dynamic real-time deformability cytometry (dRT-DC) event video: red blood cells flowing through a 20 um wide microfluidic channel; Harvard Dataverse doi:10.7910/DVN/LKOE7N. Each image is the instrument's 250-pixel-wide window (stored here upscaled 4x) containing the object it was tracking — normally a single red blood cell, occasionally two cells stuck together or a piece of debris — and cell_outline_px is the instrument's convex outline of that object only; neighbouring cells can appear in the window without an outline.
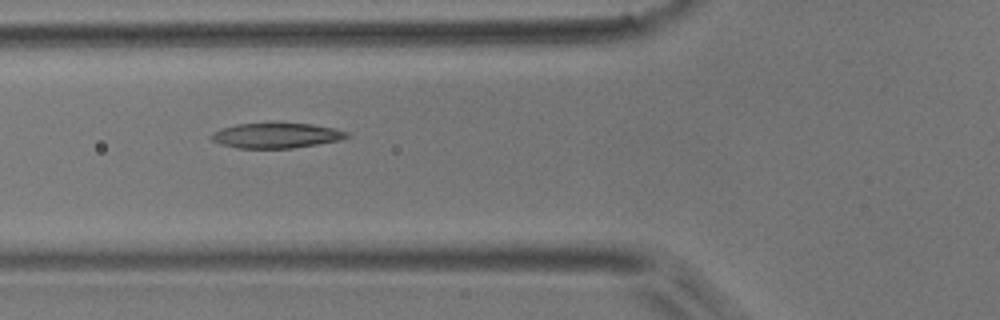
{"species": "common noctule bat (a hibernating species)", "species_latin": "Nyctalus noctula", "temperature_condition": "room temperature", "stored_images_in_passage": 8, "camera_frame_rate_fps": 3000, "um_per_image_px": 0.085, "animal": {"sex": "male", "body_mass_g": 17.9}, "frame": {"image": 1, "passage_image": 3, "time_ms": 2.333, "image_size_px": [1000, 320], "cell_outline_px": [[348, 136], [340, 140], [292, 148], [236, 148], [220, 144], [212, 140], [208, 136], [220, 128], [236, 124], [268, 120], [272, 120], [312, 124], [336, 128], [348, 132]], "centroid_in_image_um": [23.43, 11.46], "position_along_channel_um": 102.4, "area_um2": 20.81}}
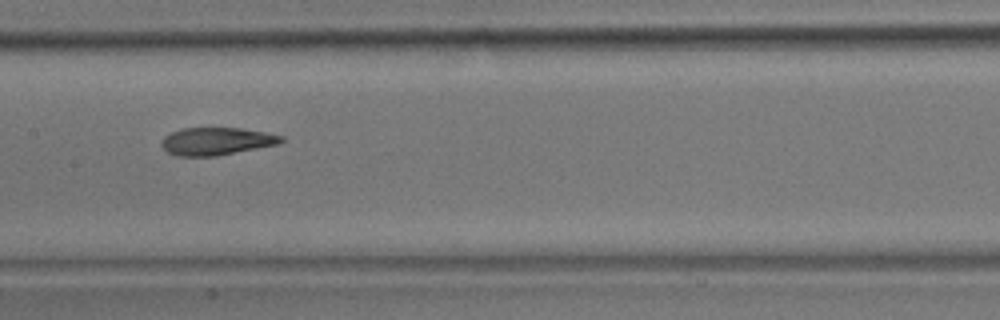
{"frame": {"image": 2, "passage_image": 5, "time_ms": 4.667, "image_size_px": [1000, 320], "cell_outline_px": [[284, 140], [276, 144], [216, 156], [176, 156], [168, 152], [160, 144], [160, 140], [164, 136], [172, 132], [184, 128], [240, 128], [264, 132], [284, 136]], "centroid_in_image_um": [18.35, 12.0], "position_along_channel_um": 189.0, "area_um2": 19.07}}
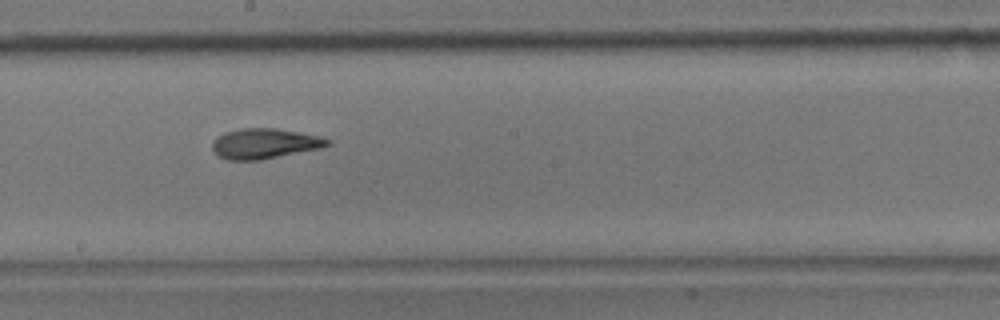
{"frame": {"image": 3, "passage_image": 6, "time_ms": 5.667, "image_size_px": [1000, 320], "cell_outline_px": [[332, 144], [320, 148], [260, 160], [228, 160], [216, 156], [212, 148], [212, 140], [224, 132], [240, 128], [276, 128], [320, 136], [332, 140]], "centroid_in_image_um": [22.46, 12.2], "position_along_channel_um": 225.7, "area_um2": 20.46}}